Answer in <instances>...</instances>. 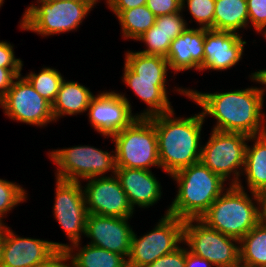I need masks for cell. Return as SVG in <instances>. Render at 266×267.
Listing matches in <instances>:
<instances>
[{
	"instance_id": "obj_20",
	"label": "cell",
	"mask_w": 266,
	"mask_h": 267,
	"mask_svg": "<svg viewBox=\"0 0 266 267\" xmlns=\"http://www.w3.org/2000/svg\"><path fill=\"white\" fill-rule=\"evenodd\" d=\"M123 69L122 80L125 85L148 106L140 114L136 113L137 117L149 118L173 110L167 95V80L136 78V74L125 63Z\"/></svg>"
},
{
	"instance_id": "obj_32",
	"label": "cell",
	"mask_w": 266,
	"mask_h": 267,
	"mask_svg": "<svg viewBox=\"0 0 266 267\" xmlns=\"http://www.w3.org/2000/svg\"><path fill=\"white\" fill-rule=\"evenodd\" d=\"M182 12L156 17L155 24L160 30L169 35L171 41L188 28V23L183 18Z\"/></svg>"
},
{
	"instance_id": "obj_34",
	"label": "cell",
	"mask_w": 266,
	"mask_h": 267,
	"mask_svg": "<svg viewBox=\"0 0 266 267\" xmlns=\"http://www.w3.org/2000/svg\"><path fill=\"white\" fill-rule=\"evenodd\" d=\"M186 248L179 246L174 251L159 257L146 267H185Z\"/></svg>"
},
{
	"instance_id": "obj_29",
	"label": "cell",
	"mask_w": 266,
	"mask_h": 267,
	"mask_svg": "<svg viewBox=\"0 0 266 267\" xmlns=\"http://www.w3.org/2000/svg\"><path fill=\"white\" fill-rule=\"evenodd\" d=\"M27 191L19 184L7 180L0 179V223H4V217L27 199Z\"/></svg>"
},
{
	"instance_id": "obj_31",
	"label": "cell",
	"mask_w": 266,
	"mask_h": 267,
	"mask_svg": "<svg viewBox=\"0 0 266 267\" xmlns=\"http://www.w3.org/2000/svg\"><path fill=\"white\" fill-rule=\"evenodd\" d=\"M181 7L188 8L199 28L214 29L215 0H182Z\"/></svg>"
},
{
	"instance_id": "obj_10",
	"label": "cell",
	"mask_w": 266,
	"mask_h": 267,
	"mask_svg": "<svg viewBox=\"0 0 266 267\" xmlns=\"http://www.w3.org/2000/svg\"><path fill=\"white\" fill-rule=\"evenodd\" d=\"M185 221L170 214H164L155 228L143 236H132L128 267H146L183 243ZM139 237V238H138Z\"/></svg>"
},
{
	"instance_id": "obj_9",
	"label": "cell",
	"mask_w": 266,
	"mask_h": 267,
	"mask_svg": "<svg viewBox=\"0 0 266 267\" xmlns=\"http://www.w3.org/2000/svg\"><path fill=\"white\" fill-rule=\"evenodd\" d=\"M182 244L214 267H236L240 263L239 240L209 228L200 219L185 220Z\"/></svg>"
},
{
	"instance_id": "obj_42",
	"label": "cell",
	"mask_w": 266,
	"mask_h": 267,
	"mask_svg": "<svg viewBox=\"0 0 266 267\" xmlns=\"http://www.w3.org/2000/svg\"><path fill=\"white\" fill-rule=\"evenodd\" d=\"M261 221L266 223V189L259 194Z\"/></svg>"
},
{
	"instance_id": "obj_22",
	"label": "cell",
	"mask_w": 266,
	"mask_h": 267,
	"mask_svg": "<svg viewBox=\"0 0 266 267\" xmlns=\"http://www.w3.org/2000/svg\"><path fill=\"white\" fill-rule=\"evenodd\" d=\"M249 141L254 144H247L242 175H246L249 192L260 194L266 189V133L251 136Z\"/></svg>"
},
{
	"instance_id": "obj_39",
	"label": "cell",
	"mask_w": 266,
	"mask_h": 267,
	"mask_svg": "<svg viewBox=\"0 0 266 267\" xmlns=\"http://www.w3.org/2000/svg\"><path fill=\"white\" fill-rule=\"evenodd\" d=\"M147 0H109L106 4L111 11H124L146 5Z\"/></svg>"
},
{
	"instance_id": "obj_3",
	"label": "cell",
	"mask_w": 266,
	"mask_h": 267,
	"mask_svg": "<svg viewBox=\"0 0 266 267\" xmlns=\"http://www.w3.org/2000/svg\"><path fill=\"white\" fill-rule=\"evenodd\" d=\"M177 184V194L165 214L182 220L200 219L211 204L226 190L225 180L201 161L170 176Z\"/></svg>"
},
{
	"instance_id": "obj_7",
	"label": "cell",
	"mask_w": 266,
	"mask_h": 267,
	"mask_svg": "<svg viewBox=\"0 0 266 267\" xmlns=\"http://www.w3.org/2000/svg\"><path fill=\"white\" fill-rule=\"evenodd\" d=\"M114 153V154H113ZM49 158L57 165V179L81 182L88 178L102 177L105 173L116 174L115 151L108 152L89 145L49 151Z\"/></svg>"
},
{
	"instance_id": "obj_43",
	"label": "cell",
	"mask_w": 266,
	"mask_h": 267,
	"mask_svg": "<svg viewBox=\"0 0 266 267\" xmlns=\"http://www.w3.org/2000/svg\"><path fill=\"white\" fill-rule=\"evenodd\" d=\"M5 237V223H0V258H1V249H2V244L3 240Z\"/></svg>"
},
{
	"instance_id": "obj_2",
	"label": "cell",
	"mask_w": 266,
	"mask_h": 267,
	"mask_svg": "<svg viewBox=\"0 0 266 267\" xmlns=\"http://www.w3.org/2000/svg\"><path fill=\"white\" fill-rule=\"evenodd\" d=\"M174 114L173 109L150 117L157 133L160 166L168 176L200 161L205 121L200 112L187 118Z\"/></svg>"
},
{
	"instance_id": "obj_38",
	"label": "cell",
	"mask_w": 266,
	"mask_h": 267,
	"mask_svg": "<svg viewBox=\"0 0 266 267\" xmlns=\"http://www.w3.org/2000/svg\"><path fill=\"white\" fill-rule=\"evenodd\" d=\"M69 260L70 262L66 263ZM39 267H75V265L66 250H58Z\"/></svg>"
},
{
	"instance_id": "obj_4",
	"label": "cell",
	"mask_w": 266,
	"mask_h": 267,
	"mask_svg": "<svg viewBox=\"0 0 266 267\" xmlns=\"http://www.w3.org/2000/svg\"><path fill=\"white\" fill-rule=\"evenodd\" d=\"M245 191L242 183L229 185L200 220L209 228L240 241L261 221L259 194L250 192L251 198Z\"/></svg>"
},
{
	"instance_id": "obj_24",
	"label": "cell",
	"mask_w": 266,
	"mask_h": 267,
	"mask_svg": "<svg viewBox=\"0 0 266 267\" xmlns=\"http://www.w3.org/2000/svg\"><path fill=\"white\" fill-rule=\"evenodd\" d=\"M247 27V0H215L214 30L239 33Z\"/></svg>"
},
{
	"instance_id": "obj_11",
	"label": "cell",
	"mask_w": 266,
	"mask_h": 267,
	"mask_svg": "<svg viewBox=\"0 0 266 267\" xmlns=\"http://www.w3.org/2000/svg\"><path fill=\"white\" fill-rule=\"evenodd\" d=\"M4 114L11 120L45 127L54 122L52 104L44 99L22 76L12 83L7 94L0 100Z\"/></svg>"
},
{
	"instance_id": "obj_18",
	"label": "cell",
	"mask_w": 266,
	"mask_h": 267,
	"mask_svg": "<svg viewBox=\"0 0 266 267\" xmlns=\"http://www.w3.org/2000/svg\"><path fill=\"white\" fill-rule=\"evenodd\" d=\"M115 175L133 210L136 205L148 208L161 199L162 186L151 170L117 167Z\"/></svg>"
},
{
	"instance_id": "obj_40",
	"label": "cell",
	"mask_w": 266,
	"mask_h": 267,
	"mask_svg": "<svg viewBox=\"0 0 266 267\" xmlns=\"http://www.w3.org/2000/svg\"><path fill=\"white\" fill-rule=\"evenodd\" d=\"M214 267V265L205 258L197 256L190 252L186 247L185 267Z\"/></svg>"
},
{
	"instance_id": "obj_30",
	"label": "cell",
	"mask_w": 266,
	"mask_h": 267,
	"mask_svg": "<svg viewBox=\"0 0 266 267\" xmlns=\"http://www.w3.org/2000/svg\"><path fill=\"white\" fill-rule=\"evenodd\" d=\"M138 41H142L146 45V49L139 52L149 55H159L165 58L172 42L169 39V35L160 30L156 24L147 30Z\"/></svg>"
},
{
	"instance_id": "obj_47",
	"label": "cell",
	"mask_w": 266,
	"mask_h": 267,
	"mask_svg": "<svg viewBox=\"0 0 266 267\" xmlns=\"http://www.w3.org/2000/svg\"><path fill=\"white\" fill-rule=\"evenodd\" d=\"M3 1H4V0H0V8H1V6H3V4H4Z\"/></svg>"
},
{
	"instance_id": "obj_6",
	"label": "cell",
	"mask_w": 266,
	"mask_h": 267,
	"mask_svg": "<svg viewBox=\"0 0 266 267\" xmlns=\"http://www.w3.org/2000/svg\"><path fill=\"white\" fill-rule=\"evenodd\" d=\"M111 139L115 144L116 167L161 168L157 133L150 117H137L129 126L113 134Z\"/></svg>"
},
{
	"instance_id": "obj_33",
	"label": "cell",
	"mask_w": 266,
	"mask_h": 267,
	"mask_svg": "<svg viewBox=\"0 0 266 267\" xmlns=\"http://www.w3.org/2000/svg\"><path fill=\"white\" fill-rule=\"evenodd\" d=\"M247 7L249 27H253L259 34H264L266 31V0H247Z\"/></svg>"
},
{
	"instance_id": "obj_13",
	"label": "cell",
	"mask_w": 266,
	"mask_h": 267,
	"mask_svg": "<svg viewBox=\"0 0 266 267\" xmlns=\"http://www.w3.org/2000/svg\"><path fill=\"white\" fill-rule=\"evenodd\" d=\"M68 247L67 243L20 237L5 225L0 267H39L58 250Z\"/></svg>"
},
{
	"instance_id": "obj_46",
	"label": "cell",
	"mask_w": 266,
	"mask_h": 267,
	"mask_svg": "<svg viewBox=\"0 0 266 267\" xmlns=\"http://www.w3.org/2000/svg\"><path fill=\"white\" fill-rule=\"evenodd\" d=\"M96 5H97V3H99L98 1L99 0H92ZM109 0H105V2L107 3Z\"/></svg>"
},
{
	"instance_id": "obj_44",
	"label": "cell",
	"mask_w": 266,
	"mask_h": 267,
	"mask_svg": "<svg viewBox=\"0 0 266 267\" xmlns=\"http://www.w3.org/2000/svg\"><path fill=\"white\" fill-rule=\"evenodd\" d=\"M47 1H76V2H93L92 0H37L36 2H47Z\"/></svg>"
},
{
	"instance_id": "obj_35",
	"label": "cell",
	"mask_w": 266,
	"mask_h": 267,
	"mask_svg": "<svg viewBox=\"0 0 266 267\" xmlns=\"http://www.w3.org/2000/svg\"><path fill=\"white\" fill-rule=\"evenodd\" d=\"M147 8L156 16L182 11V0H147Z\"/></svg>"
},
{
	"instance_id": "obj_19",
	"label": "cell",
	"mask_w": 266,
	"mask_h": 267,
	"mask_svg": "<svg viewBox=\"0 0 266 267\" xmlns=\"http://www.w3.org/2000/svg\"><path fill=\"white\" fill-rule=\"evenodd\" d=\"M205 28H186L172 42L167 54L169 69L175 73L195 69L204 61Z\"/></svg>"
},
{
	"instance_id": "obj_36",
	"label": "cell",
	"mask_w": 266,
	"mask_h": 267,
	"mask_svg": "<svg viewBox=\"0 0 266 267\" xmlns=\"http://www.w3.org/2000/svg\"><path fill=\"white\" fill-rule=\"evenodd\" d=\"M13 45L6 41H0V67L3 68H22L23 61L16 58Z\"/></svg>"
},
{
	"instance_id": "obj_37",
	"label": "cell",
	"mask_w": 266,
	"mask_h": 267,
	"mask_svg": "<svg viewBox=\"0 0 266 267\" xmlns=\"http://www.w3.org/2000/svg\"><path fill=\"white\" fill-rule=\"evenodd\" d=\"M22 68L0 67V100L7 94L13 81L21 75Z\"/></svg>"
},
{
	"instance_id": "obj_25",
	"label": "cell",
	"mask_w": 266,
	"mask_h": 267,
	"mask_svg": "<svg viewBox=\"0 0 266 267\" xmlns=\"http://www.w3.org/2000/svg\"><path fill=\"white\" fill-rule=\"evenodd\" d=\"M124 63L136 74V78L167 80L169 65L165 57L128 50Z\"/></svg>"
},
{
	"instance_id": "obj_12",
	"label": "cell",
	"mask_w": 266,
	"mask_h": 267,
	"mask_svg": "<svg viewBox=\"0 0 266 267\" xmlns=\"http://www.w3.org/2000/svg\"><path fill=\"white\" fill-rule=\"evenodd\" d=\"M56 179L54 218L64 230L70 245L81 241L85 235L88 211L81 182Z\"/></svg>"
},
{
	"instance_id": "obj_23",
	"label": "cell",
	"mask_w": 266,
	"mask_h": 267,
	"mask_svg": "<svg viewBox=\"0 0 266 267\" xmlns=\"http://www.w3.org/2000/svg\"><path fill=\"white\" fill-rule=\"evenodd\" d=\"M81 244L78 242L66 249L75 267H128L122 255L90 244L81 247Z\"/></svg>"
},
{
	"instance_id": "obj_26",
	"label": "cell",
	"mask_w": 266,
	"mask_h": 267,
	"mask_svg": "<svg viewBox=\"0 0 266 267\" xmlns=\"http://www.w3.org/2000/svg\"><path fill=\"white\" fill-rule=\"evenodd\" d=\"M118 18L122 37L138 40L147 30L155 25L156 16L146 5L124 11H112Z\"/></svg>"
},
{
	"instance_id": "obj_14",
	"label": "cell",
	"mask_w": 266,
	"mask_h": 267,
	"mask_svg": "<svg viewBox=\"0 0 266 267\" xmlns=\"http://www.w3.org/2000/svg\"><path fill=\"white\" fill-rule=\"evenodd\" d=\"M88 180V181H87ZM82 186L88 214L110 217H132L133 208L116 175L85 179Z\"/></svg>"
},
{
	"instance_id": "obj_28",
	"label": "cell",
	"mask_w": 266,
	"mask_h": 267,
	"mask_svg": "<svg viewBox=\"0 0 266 267\" xmlns=\"http://www.w3.org/2000/svg\"><path fill=\"white\" fill-rule=\"evenodd\" d=\"M29 84L51 104L54 102L64 76L55 68L44 67L39 73L32 72L23 76Z\"/></svg>"
},
{
	"instance_id": "obj_21",
	"label": "cell",
	"mask_w": 266,
	"mask_h": 267,
	"mask_svg": "<svg viewBox=\"0 0 266 267\" xmlns=\"http://www.w3.org/2000/svg\"><path fill=\"white\" fill-rule=\"evenodd\" d=\"M93 93L76 81L63 80L58 94L52 103L55 122L64 115H77L87 112Z\"/></svg>"
},
{
	"instance_id": "obj_5",
	"label": "cell",
	"mask_w": 266,
	"mask_h": 267,
	"mask_svg": "<svg viewBox=\"0 0 266 267\" xmlns=\"http://www.w3.org/2000/svg\"><path fill=\"white\" fill-rule=\"evenodd\" d=\"M94 6V2H37L26 8L19 27L43 37L74 31L79 28Z\"/></svg>"
},
{
	"instance_id": "obj_1",
	"label": "cell",
	"mask_w": 266,
	"mask_h": 267,
	"mask_svg": "<svg viewBox=\"0 0 266 267\" xmlns=\"http://www.w3.org/2000/svg\"><path fill=\"white\" fill-rule=\"evenodd\" d=\"M176 91L201 106L204 119L207 116L216 119L213 130L242 133L249 137L266 133V115L262 111L266 88L202 93L178 87Z\"/></svg>"
},
{
	"instance_id": "obj_16",
	"label": "cell",
	"mask_w": 266,
	"mask_h": 267,
	"mask_svg": "<svg viewBox=\"0 0 266 267\" xmlns=\"http://www.w3.org/2000/svg\"><path fill=\"white\" fill-rule=\"evenodd\" d=\"M129 219L131 217L88 214L84 236L91 239L88 244L117 253L127 259L134 233Z\"/></svg>"
},
{
	"instance_id": "obj_15",
	"label": "cell",
	"mask_w": 266,
	"mask_h": 267,
	"mask_svg": "<svg viewBox=\"0 0 266 267\" xmlns=\"http://www.w3.org/2000/svg\"><path fill=\"white\" fill-rule=\"evenodd\" d=\"M125 93L101 92L94 95L88 107L89 122L94 131L109 138L129 126L137 116Z\"/></svg>"
},
{
	"instance_id": "obj_27",
	"label": "cell",
	"mask_w": 266,
	"mask_h": 267,
	"mask_svg": "<svg viewBox=\"0 0 266 267\" xmlns=\"http://www.w3.org/2000/svg\"><path fill=\"white\" fill-rule=\"evenodd\" d=\"M239 242L240 262L266 266V223L260 221Z\"/></svg>"
},
{
	"instance_id": "obj_45",
	"label": "cell",
	"mask_w": 266,
	"mask_h": 267,
	"mask_svg": "<svg viewBox=\"0 0 266 267\" xmlns=\"http://www.w3.org/2000/svg\"><path fill=\"white\" fill-rule=\"evenodd\" d=\"M236 267H266V266H257V265H251L244 262H240Z\"/></svg>"
},
{
	"instance_id": "obj_8",
	"label": "cell",
	"mask_w": 266,
	"mask_h": 267,
	"mask_svg": "<svg viewBox=\"0 0 266 267\" xmlns=\"http://www.w3.org/2000/svg\"><path fill=\"white\" fill-rule=\"evenodd\" d=\"M247 141L245 134L212 129L208 142L202 145L200 161L223 180L230 178L228 185L241 184Z\"/></svg>"
},
{
	"instance_id": "obj_41",
	"label": "cell",
	"mask_w": 266,
	"mask_h": 267,
	"mask_svg": "<svg viewBox=\"0 0 266 267\" xmlns=\"http://www.w3.org/2000/svg\"><path fill=\"white\" fill-rule=\"evenodd\" d=\"M250 79L251 81H255L256 83H259L261 85H265L266 87V69H262L256 72L251 73Z\"/></svg>"
},
{
	"instance_id": "obj_17",
	"label": "cell",
	"mask_w": 266,
	"mask_h": 267,
	"mask_svg": "<svg viewBox=\"0 0 266 267\" xmlns=\"http://www.w3.org/2000/svg\"><path fill=\"white\" fill-rule=\"evenodd\" d=\"M247 44L239 33L205 28L202 70L224 71L234 67L243 56Z\"/></svg>"
}]
</instances>
